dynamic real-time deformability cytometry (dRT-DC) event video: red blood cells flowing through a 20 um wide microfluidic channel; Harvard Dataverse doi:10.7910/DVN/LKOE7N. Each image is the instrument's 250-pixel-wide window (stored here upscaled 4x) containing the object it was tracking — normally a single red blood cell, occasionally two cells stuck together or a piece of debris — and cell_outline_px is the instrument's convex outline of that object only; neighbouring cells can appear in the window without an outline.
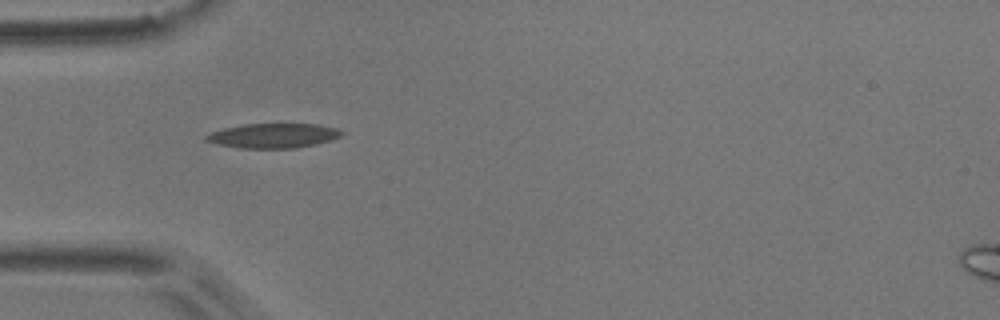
{"species": "common noctule bat (a hibernating species)", "species_latin": "Nyctalus noctula", "temperature_condition": "room temperature", "stored_images_in_passage": 39, "camera_frame_rate_fps": 3000, "um_per_image_px": 0.085, "animal": {"sex": "male", "body_mass_g": 17.9}, "frame": {"image": 1, "passage_image": 1, "time_ms": 0.0, "image_size_px": [1000, 320], "cell_outline_px": [[344, 132], [340, 136], [332, 140], [316, 144], [296, 148], [240, 148], [220, 144], [204, 140], [204, 136], [212, 132], [224, 128], [244, 124], [316, 124], [336, 128]], "centroid_in_image_um": [23.24, 11.53], "position_along_channel_um": 61.8, "area_um2": 19.31}}
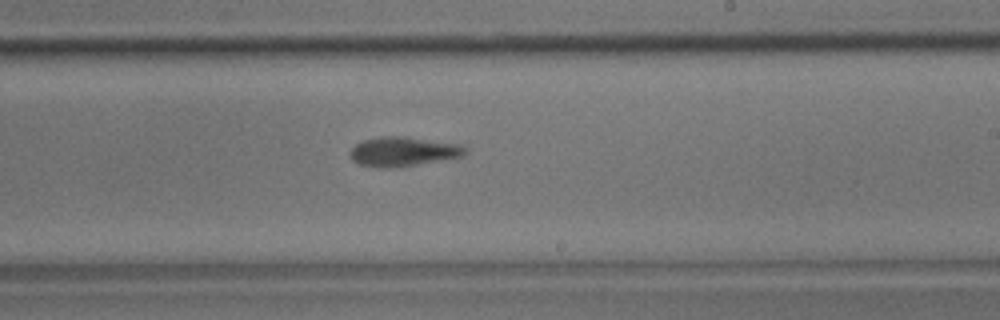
{"frame": {"image": 2, "passage_image": 17, "time_ms": 5.333, "image_size_px": [1000, 320], "cell_outline_px": [[468, 152], [464, 156], [400, 168], [380, 168], [360, 164], [352, 160], [348, 156], [348, 152], [356, 144], [364, 140], [384, 136], [400, 136], [464, 144], [468, 148]], "centroid_in_image_um": [34.31, 12.9], "position_along_channel_um": 254.7, "area_um2": 20.17}}
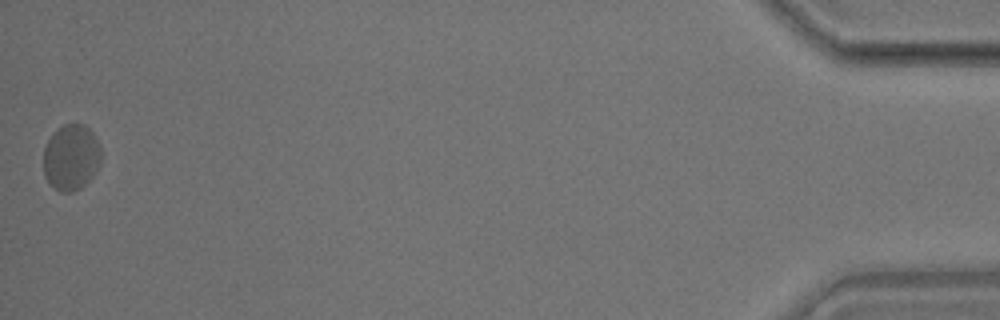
{"frame": {"image": 3, "passage_image": 39, "time_ms": 12.667, "image_size_px": [1000, 320], "cell_outline_px": [[100, 164], [96, 172], [80, 188], [72, 192], [60, 192], [48, 184], [44, 176], [44, 148], [48, 140], [64, 124], [84, 124], [92, 132], [100, 148]], "centroid_in_image_um": [6.04, 13.41], "position_along_channel_um": 429.2, "area_um2": 21.96}, "authors_computed_cell_mechanics": {"area_um2": 19.5364, "velocity_mm_per_s": 3.6476, "shape_relaxation_time_tau1_ms": null, "shape_relaxation_time_tau2_ms": 3.7458, "deformation_change_tau1": null, "deformation_change_tau2": 0.0616}}